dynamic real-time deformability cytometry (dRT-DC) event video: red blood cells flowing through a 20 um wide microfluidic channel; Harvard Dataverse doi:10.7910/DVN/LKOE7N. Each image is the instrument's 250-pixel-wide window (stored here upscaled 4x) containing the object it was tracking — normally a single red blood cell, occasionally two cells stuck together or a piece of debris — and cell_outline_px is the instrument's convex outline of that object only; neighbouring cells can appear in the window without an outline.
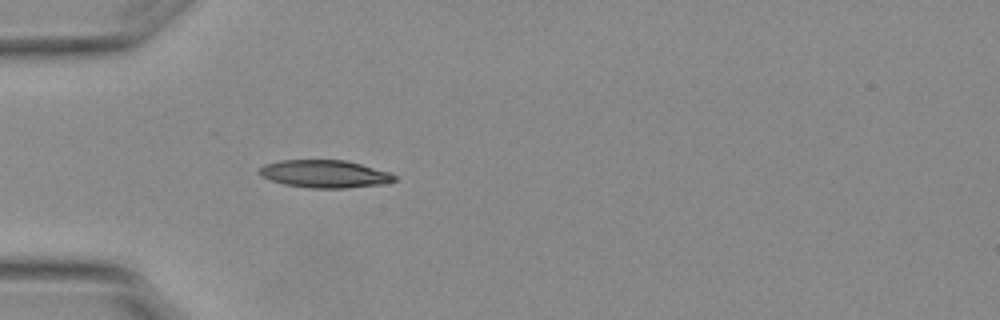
{"species": "Egyptian fruit bat (a non-hibernating species)", "species_latin": "Rousettus aegyptiacus", "temperature_condition": "warm", "stored_images_in_passage": 4, "camera_frame_rate_fps": 3000, "um_per_image_px": 0.085, "animal": {"sex": "female"}, "frame": {"image": 1, "passage_image": 4, "time_ms": 1.0, "image_size_px": [1000, 320], "cell_outline_px": [[396, 180], [384, 184], [344, 188], [308, 188], [284, 184], [272, 180], [256, 172], [264, 164], [280, 160], [344, 160], [392, 172], [396, 176]], "centroid_in_image_um": [27.62, 14.78], "position_along_channel_um": 57.4, "area_um2": 21.79}}